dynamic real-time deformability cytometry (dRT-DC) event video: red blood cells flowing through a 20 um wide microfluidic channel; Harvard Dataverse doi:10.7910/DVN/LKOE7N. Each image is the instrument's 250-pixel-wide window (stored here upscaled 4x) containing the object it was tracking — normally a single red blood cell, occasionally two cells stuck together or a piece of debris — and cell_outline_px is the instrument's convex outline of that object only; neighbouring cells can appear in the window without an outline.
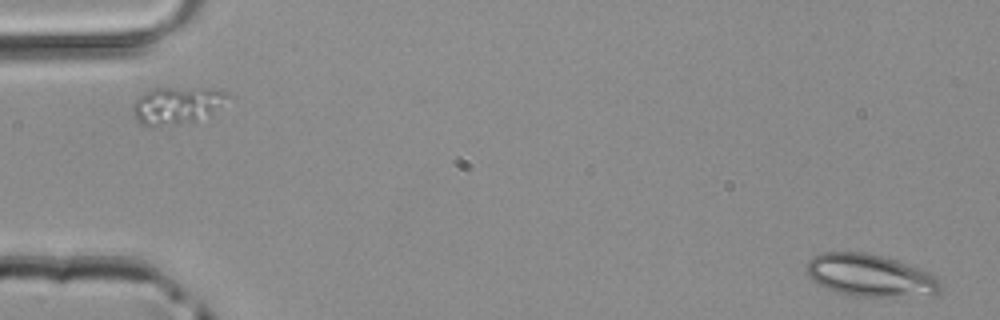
{"species": "common noctule bat (a hibernating species)", "species_latin": "Nyctalus noctula", "temperature_condition": "room temperature", "stored_images_in_passage": 26, "camera_frame_rate_fps": 3000, "um_per_image_px": 0.085, "animal": {"sex": "male", "body_mass_g": 20.4}, "frame": {"image": 1, "passage_image": 1, "time_ms": 0.0, "image_size_px": [1000, 320], "cell_outline_px": [[940, 292], [936, 296], [848, 296], [832, 292], [824, 288], [812, 280], [804, 272], [804, 268], [808, 260], [812, 256], [820, 252], [864, 252], [896, 260], [932, 272], [940, 280]], "centroid_in_image_um": [73.94, 23.42], "position_along_channel_um": 11.1, "area_um2": 33.81}}
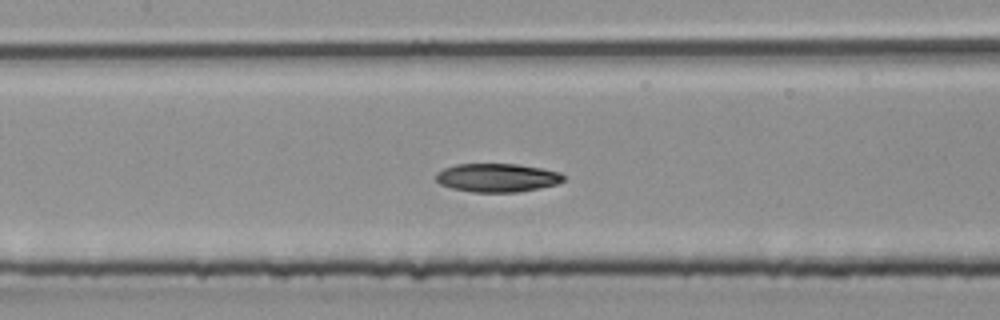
{"frame": {"image": 2, "passage_image": 22, "time_ms": 7.0, "image_size_px": [1000, 320], "cell_outline_px": [[564, 180], [556, 184], [540, 188], [516, 192], [472, 192], [452, 188], [440, 184], [436, 180], [436, 172], [444, 168], [456, 164], [516, 164], [540, 168], [560, 172], [564, 176]], "centroid_in_image_um": [42.24, 15.1], "position_along_channel_um": 165.2, "area_um2": 21.15}}
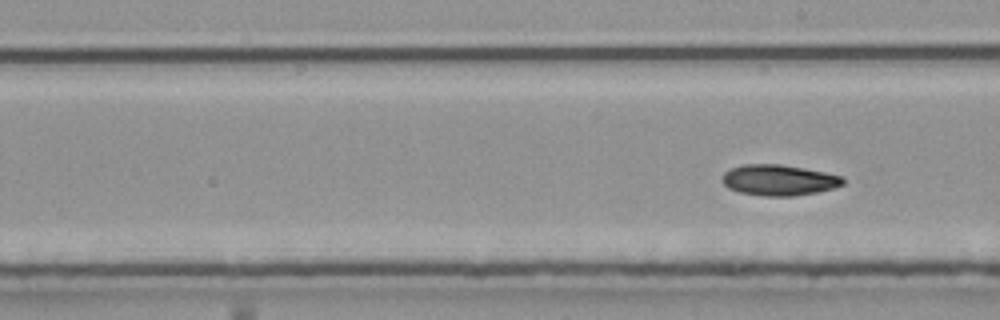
{"frame": {"image": 3, "passage_image": 26, "time_ms": 8.333, "image_size_px": [1000, 320], "cell_outline_px": [[844, 184], [832, 188], [816, 192], [792, 196], [764, 196], [740, 192], [728, 188], [720, 180], [720, 176], [724, 172], [732, 168], [744, 164], [780, 164], [804, 168], [824, 172], [840, 176], [844, 180]], "centroid_in_image_um": [66.15, 15.3], "position_along_channel_um": 222.9, "area_um2": 21.62}}